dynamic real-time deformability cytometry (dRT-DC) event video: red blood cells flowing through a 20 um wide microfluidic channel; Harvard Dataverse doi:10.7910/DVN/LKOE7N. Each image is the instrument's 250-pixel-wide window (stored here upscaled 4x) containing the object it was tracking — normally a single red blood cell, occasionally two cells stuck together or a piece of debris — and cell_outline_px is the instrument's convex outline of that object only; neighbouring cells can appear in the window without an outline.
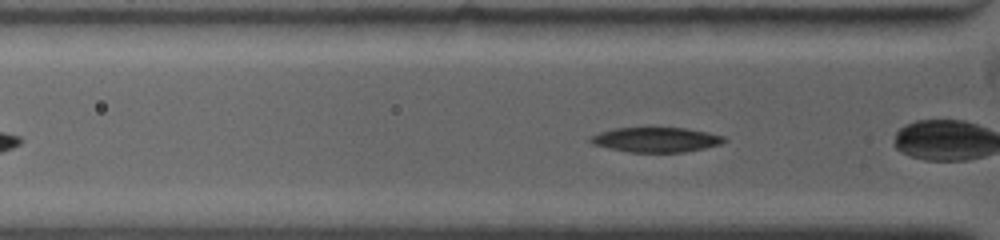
{"species": "common noctule bat (a hibernating species)", "species_latin": "Nyctalus noctula", "temperature_condition": "warm", "stored_images_in_passage": 5, "segment_of_instrument_passage": [2, 2], "camera_frame_rate_fps": 4500, "um_per_image_px": 0.085, "animal": {"sex": "female", "body_mass_g": 19.0, "forearm_length_mm": 53.3}, "frame": {"image": 1, "passage_image": 5, "time_ms": 3.556, "image_size_px": [1000, 240], "cell_outline_px": [[728, 140], [720, 144], [704, 148], [684, 152], [628, 152], [592, 144], [588, 140], [588, 136], [600, 132], [616, 128], [684, 128], [724, 136]], "centroid_in_image_um": [55.72, 11.88], "position_along_channel_um": 70.1, "area_um2": 19.19}}